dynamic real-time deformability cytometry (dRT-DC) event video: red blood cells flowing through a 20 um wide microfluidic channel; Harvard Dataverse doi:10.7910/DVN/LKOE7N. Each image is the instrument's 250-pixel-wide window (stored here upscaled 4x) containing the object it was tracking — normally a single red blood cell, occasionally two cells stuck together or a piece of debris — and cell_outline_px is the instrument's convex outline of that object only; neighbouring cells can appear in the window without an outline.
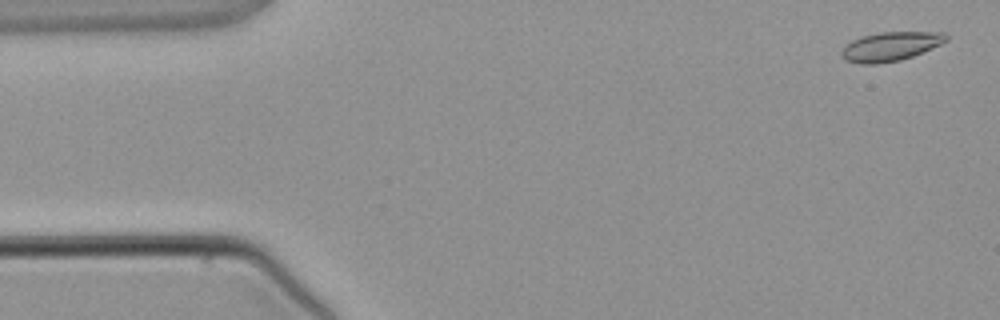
{"species": "common noctule bat (a hibernating species)", "species_latin": "Nyctalus noctula", "temperature_condition": "warm", "stored_images_in_passage": 2, "camera_frame_rate_fps": 3000, "um_per_image_px": 0.085, "animal": {"sex": "male", "body_mass_g": 21.5, "forearm_length_mm": 52.0}, "frame": {"image": 1, "passage_image": 1, "time_ms": 0.0, "image_size_px": [1000, 320], "cell_outline_px": [[948, 40], [940, 44], [912, 56], [900, 60], [876, 64], [860, 64], [844, 60], [840, 56], [840, 52], [844, 44], [860, 36], [880, 32], [944, 32], [948, 36]], "centroid_in_image_um": [75.62, 3.94], "position_along_channel_um": 9.4, "area_um2": 17.86}}